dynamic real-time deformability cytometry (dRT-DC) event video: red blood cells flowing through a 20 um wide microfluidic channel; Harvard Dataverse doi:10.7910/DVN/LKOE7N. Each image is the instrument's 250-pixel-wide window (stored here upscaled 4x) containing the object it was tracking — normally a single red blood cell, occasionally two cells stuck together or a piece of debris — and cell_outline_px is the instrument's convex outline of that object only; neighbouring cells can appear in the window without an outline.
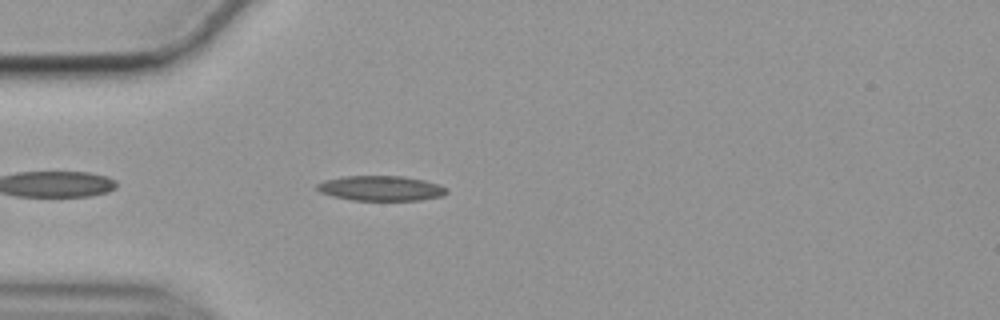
{"species": "common noctule bat (a hibernating species)", "species_latin": "Nyctalus noctula", "temperature_condition": "cold", "stored_images_in_passage": 43, "camera_frame_rate_fps": 3000, "um_per_image_px": 0.085, "animal": {"sex": "female", "body_mass_g": 19.9}, "frame": {"image": 1, "passage_image": 4, "time_ms": 1.0, "image_size_px": [1000, 320], "cell_outline_px": [[448, 192], [440, 196], [420, 200], [352, 200], [332, 196], [320, 192], [316, 188], [316, 184], [324, 180], [344, 176], [400, 176], [424, 180], [440, 184], [448, 188]], "centroid_in_image_um": [32.37, 16.0], "position_along_channel_um": 52.6, "area_um2": 18.9}}
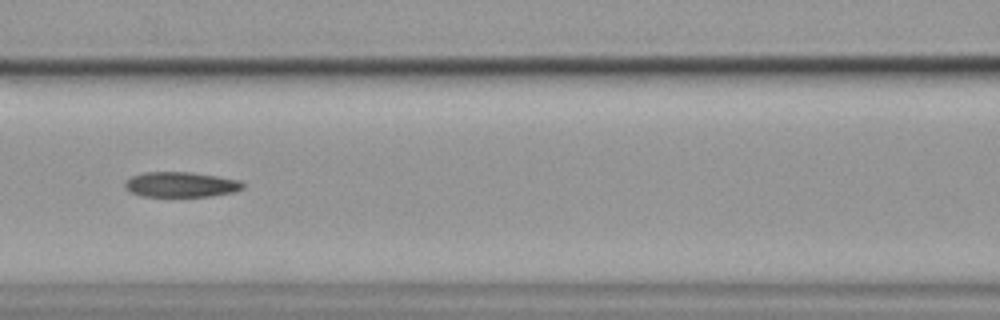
{"frame": {"image": 2, "passage_image": 13, "time_ms": 4.0, "image_size_px": [1000, 320], "cell_outline_px": [[244, 188], [236, 192], [212, 196], [140, 196], [124, 188], [124, 184], [132, 176], [144, 172], [188, 172], [216, 176], [240, 180], [244, 184]], "centroid_in_image_um": [15.4, 15.69], "position_along_channel_um": 151.2, "area_um2": 17.28}}
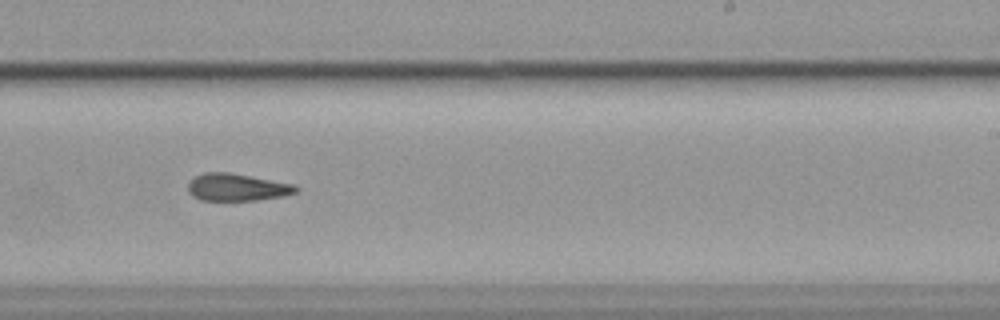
{"frame": {"image": 3, "passage_image": 23, "time_ms": 7.333, "image_size_px": [1000, 320], "cell_outline_px": [[296, 192], [284, 196], [256, 200], [200, 200], [192, 196], [188, 192], [188, 184], [196, 176], [204, 172], [228, 172], [296, 184]], "centroid_in_image_um": [20.13, 15.92], "position_along_channel_um": 268.9, "area_um2": 17.11}, "authors_computed_cell_mechanics": {"area_um2": 17.8602, "velocity_mm_per_s": 3.5475, "shape_relaxation_time_tau1_ms": null, "shape_relaxation_time_tau2_ms": 6.8681, "deformation_change_tau1": null, "deformation_change_tau2": 0.1666}}